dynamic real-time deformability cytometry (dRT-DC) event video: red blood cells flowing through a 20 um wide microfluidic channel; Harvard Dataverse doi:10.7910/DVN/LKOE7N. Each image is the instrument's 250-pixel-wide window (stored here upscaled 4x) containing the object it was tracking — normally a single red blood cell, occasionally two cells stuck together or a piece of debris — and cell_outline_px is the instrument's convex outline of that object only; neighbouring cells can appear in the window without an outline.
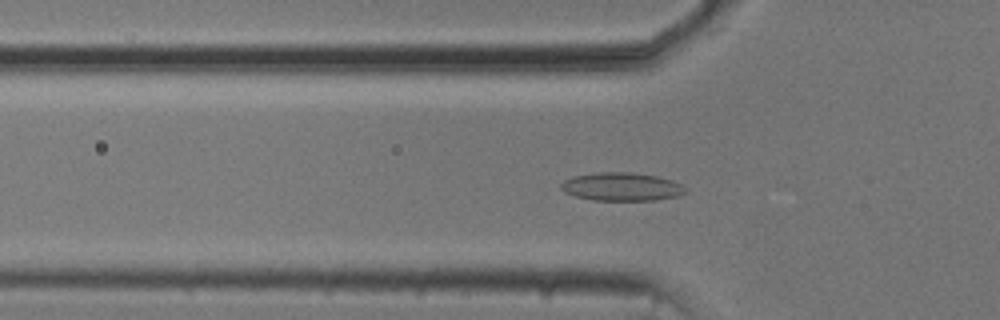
{"species": "common noctule bat (a hibernating species)", "species_latin": "Nyctalus noctula", "temperature_condition": "cold", "stored_images_in_passage": 53, "camera_frame_rate_fps": 3000, "um_per_image_px": 0.085, "animal": {"sex": "male", "body_mass_g": 20.5, "forearm_length_mm": 52.5}, "frame": {"image": 1, "passage_image": 17, "time_ms": 5.333, "image_size_px": [1000, 320], "cell_outline_px": [[688, 192], [680, 196], [656, 200], [592, 200], [576, 196], [564, 192], [560, 188], [560, 184], [564, 180], [572, 176], [596, 172], [632, 172], [656, 176], [672, 180], [688, 188]], "centroid_in_image_um": [52.86, 15.87], "position_along_channel_um": 72.9, "area_um2": 20.75}}
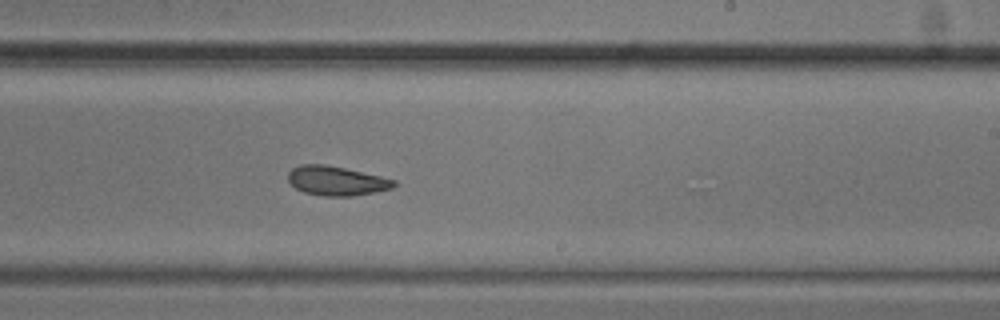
{"frame": {"image": 2, "passage_image": 32, "time_ms": 10.333, "image_size_px": [1000, 320], "cell_outline_px": [[396, 184], [392, 188], [376, 192], [352, 196], [324, 196], [304, 192], [296, 188], [288, 180], [288, 172], [292, 168], [300, 164], [324, 164], [344, 168], [380, 176], [396, 180]], "centroid_in_image_um": [28.59, 15.37], "position_along_channel_um": 260.4, "area_um2": 18.03}}
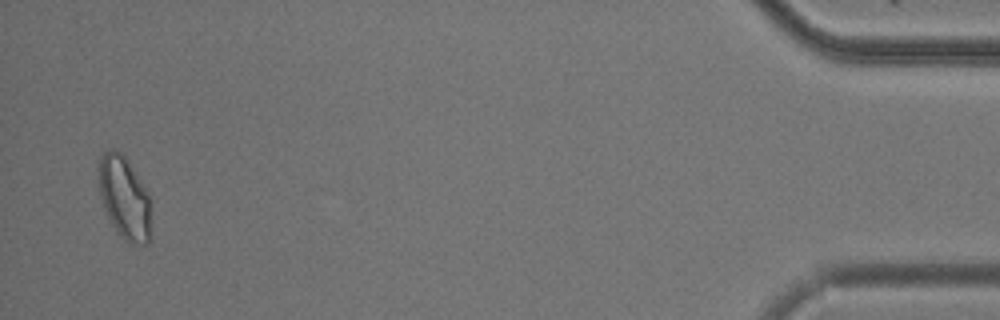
{"frame": {"image": 3, "passage_image": 52, "time_ms": 17.0, "image_size_px": [1000, 320], "cell_outline_px": [[152, 236], [148, 244], [128, 244], [116, 232], [104, 208], [100, 192], [96, 168], [100, 156], [108, 148], [116, 148], [124, 156], [148, 192]], "centroid_in_image_um": [10.56, 16.82], "position_along_channel_um": 424.6, "area_um2": 25.72}, "authors_computed_cell_mechanics": {"area_um2": 20.1144, "velocity_mm_per_s": 3.7357, "shape_relaxation_time_tau1_ms": null, "shape_relaxation_time_tau2_ms": 5.3472, "deformation_change_tau1": null, "deformation_change_tau2": 0.1055}}